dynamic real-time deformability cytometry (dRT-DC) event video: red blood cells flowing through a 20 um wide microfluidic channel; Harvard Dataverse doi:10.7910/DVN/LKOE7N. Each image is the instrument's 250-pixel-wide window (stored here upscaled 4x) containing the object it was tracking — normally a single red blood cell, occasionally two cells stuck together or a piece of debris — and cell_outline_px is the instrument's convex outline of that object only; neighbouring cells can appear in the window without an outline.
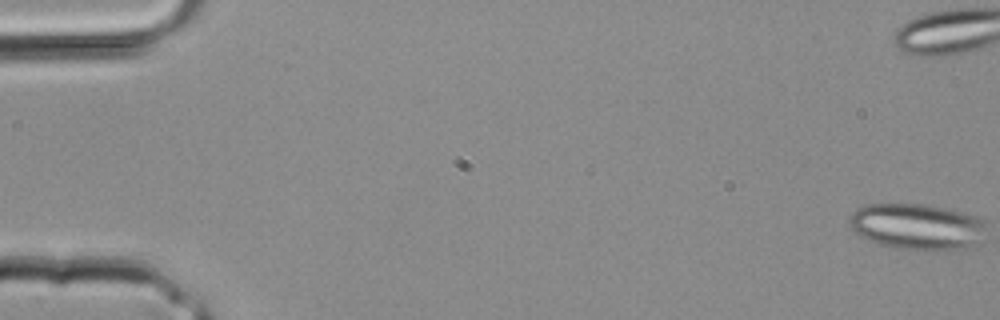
{"species": "common noctule bat (a hibernating species)", "species_latin": "Nyctalus noctula", "temperature_condition": "room temperature", "stored_images_in_passage": 4, "camera_frame_rate_fps": 3000, "um_per_image_px": 0.085, "animal": {"sex": "male", "body_mass_g": 20.4}, "frame": {"image": 1, "passage_image": 1, "time_ms": 0.0, "image_size_px": [1000, 320], "cell_outline_px": [[984, 240], [964, 248], [936, 252], [900, 248], [880, 244], [860, 236], [848, 224], [848, 216], [856, 208], [868, 204], [924, 204], [944, 208], [960, 212], [984, 220]], "centroid_in_image_um": [77.93, 19.27], "position_along_channel_um": 7.1, "area_um2": 36.88}}